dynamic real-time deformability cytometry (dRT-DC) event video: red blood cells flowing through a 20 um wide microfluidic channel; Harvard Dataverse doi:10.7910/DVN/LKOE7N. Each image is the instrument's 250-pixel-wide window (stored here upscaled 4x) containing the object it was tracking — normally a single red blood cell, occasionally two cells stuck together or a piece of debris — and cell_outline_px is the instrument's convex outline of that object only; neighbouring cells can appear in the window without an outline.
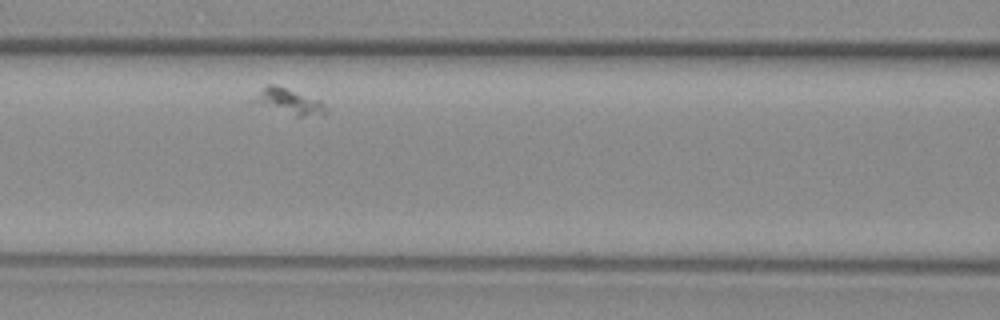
{"species": "common noctule bat (a hibernating species)", "species_latin": "Nyctalus noctula", "temperature_condition": "warm", "stored_images_in_passage": 32, "camera_frame_rate_fps": 3000, "um_per_image_px": 0.085, "animal": {"sex": "female", "body_mass_g": 29.2, "forearm_length_mm": 56.3}, "frame": {"image": 1, "passage_image": 10, "time_ms": 3.0, "image_size_px": [1000, 320], "cell_outline_px": [[328, 112], [324, 116], [296, 116], [244, 100], [268, 84], [272, 84], [320, 100], [328, 108]], "centroid_in_image_um": [24.5, 8.64], "position_along_channel_um": 142.1, "area_um2": 11.04}}
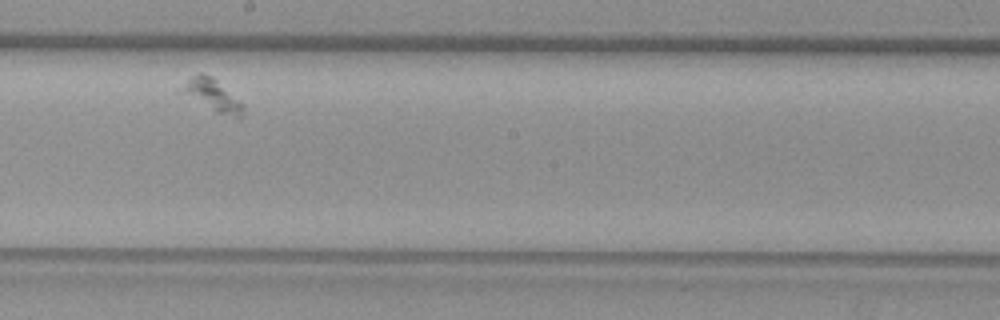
{"frame": {"image": 2, "passage_image": 18, "time_ms": 5.667, "image_size_px": [1000, 320], "cell_outline_px": [[244, 116], [240, 120], [216, 112], [180, 92], [176, 88], [192, 76], [200, 72], [204, 72], [212, 76], [244, 104]], "centroid_in_image_um": [18.06, 8.1], "position_along_channel_um": 230.1, "area_um2": 11.73}}
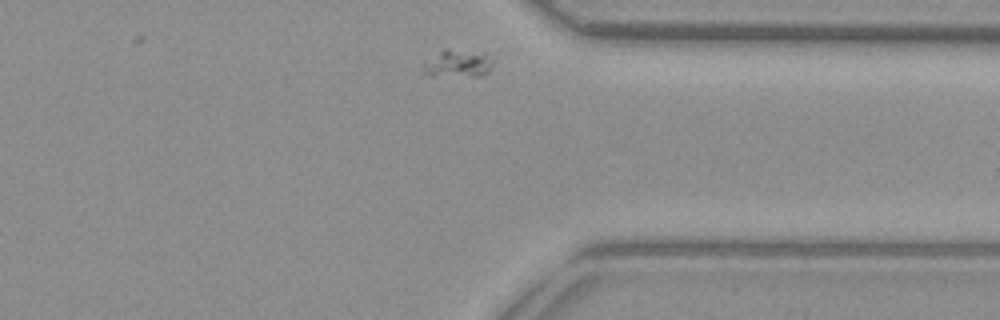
{"frame": {"image": 3, "passage_image": 31, "time_ms": 10.0, "image_size_px": [1000, 320], "cell_outline_px": [[492, 64], [488, 72], [484, 76], [432, 76], [420, 72], [420, 64], [444, 48], [448, 48], [484, 52], [492, 60]], "centroid_in_image_um": [38.84, 5.4], "position_along_channel_um": 372.6, "area_um2": 11.73}}